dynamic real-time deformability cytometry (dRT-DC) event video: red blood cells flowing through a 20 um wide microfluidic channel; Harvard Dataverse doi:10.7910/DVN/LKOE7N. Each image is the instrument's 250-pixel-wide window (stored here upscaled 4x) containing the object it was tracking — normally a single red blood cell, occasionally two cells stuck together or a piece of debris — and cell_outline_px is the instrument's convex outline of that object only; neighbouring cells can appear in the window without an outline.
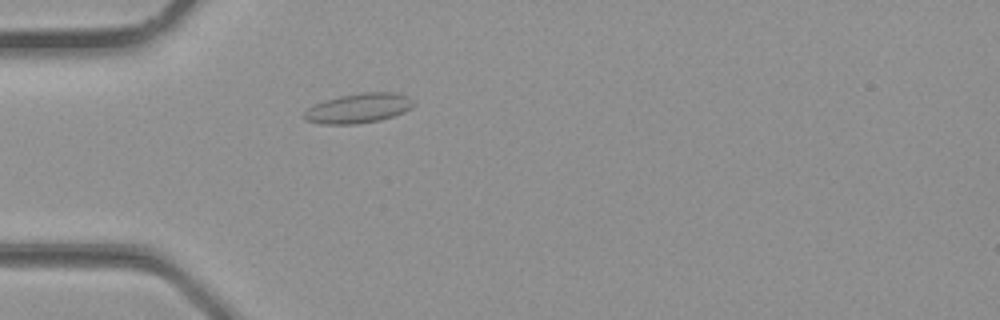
{"species": "common noctule bat (a hibernating species)", "species_latin": "Nyctalus noctula", "temperature_condition": "room temperature", "stored_images_in_passage": 25, "camera_frame_rate_fps": 3000, "um_per_image_px": 0.085, "animal": {"sex": "male", "body_mass_g": 23.1, "forearm_length_mm": 52.7}, "frame": {"image": 1, "passage_image": 1, "time_ms": 0.0, "image_size_px": [1000, 320], "cell_outline_px": [[416, 104], [412, 108], [404, 112], [380, 120], [356, 124], [320, 124], [304, 120], [300, 116], [308, 108], [316, 104], [340, 96], [360, 92], [396, 92], [408, 96], [416, 100]], "centroid_in_image_um": [30.51, 9.2], "position_along_channel_um": 54.5, "area_um2": 19.19}}
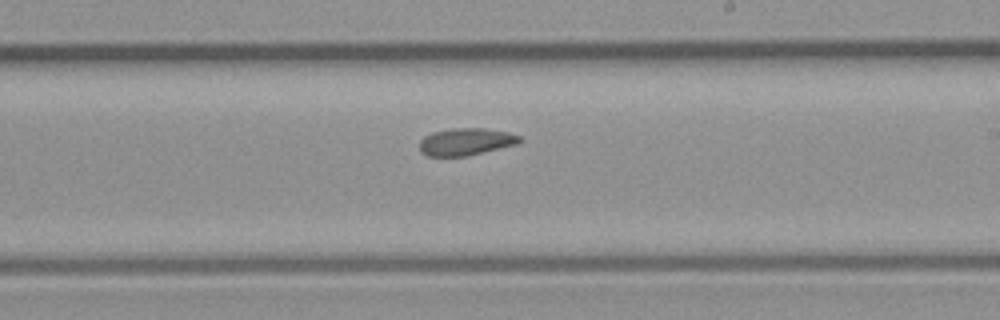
{"frame": {"image": 2, "passage_image": 11, "time_ms": 3.333, "image_size_px": [1000, 320], "cell_outline_px": [[524, 140], [520, 144], [468, 156], [428, 156], [420, 152], [420, 140], [424, 136], [432, 132], [452, 128], [484, 128], [508, 132], [520, 136]], "centroid_in_image_um": [39.64, 12.05], "position_along_channel_um": 249.4, "area_um2": 16.18}}
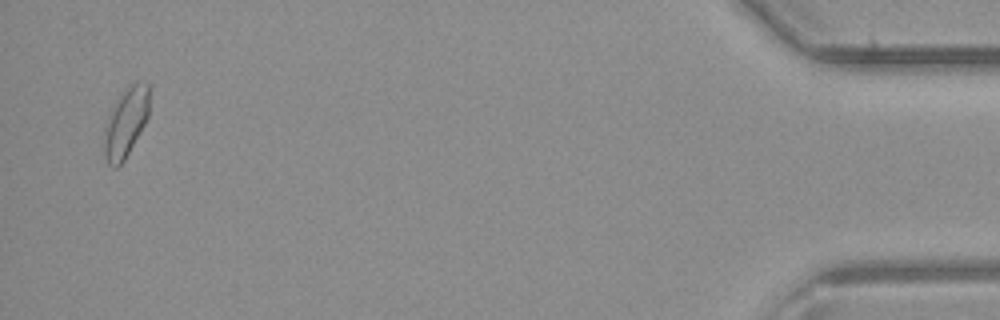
{"frame": {"image": 3, "passage_image": 24, "time_ms": 7.667, "image_size_px": [1000, 320], "cell_outline_px": [[152, 88], [148, 116], [144, 124], [124, 160], [116, 168], [112, 168], [108, 164], [104, 152], [104, 140], [108, 116], [116, 100], [128, 84], [152, 84]], "centroid_in_image_um": [10.73, 10.37], "position_along_channel_um": 424.5, "area_um2": 18.15}}